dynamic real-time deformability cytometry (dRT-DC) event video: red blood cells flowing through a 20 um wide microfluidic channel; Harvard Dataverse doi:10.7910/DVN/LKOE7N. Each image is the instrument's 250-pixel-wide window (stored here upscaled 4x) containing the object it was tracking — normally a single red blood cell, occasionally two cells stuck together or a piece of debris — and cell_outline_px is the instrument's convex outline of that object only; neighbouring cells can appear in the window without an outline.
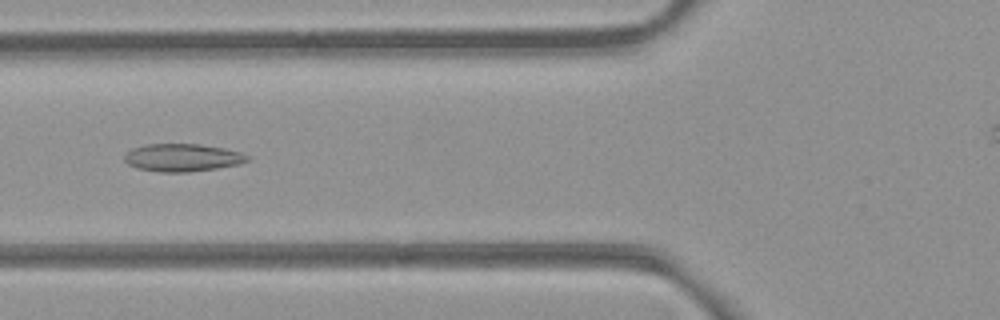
{"species": "common noctule bat (a hibernating species)", "species_latin": "Nyctalus noctula", "temperature_condition": "room temperature", "stored_images_in_passage": 5, "camera_frame_rate_fps": 3000, "um_per_image_px": 0.085, "animal": {"sex": "female", "body_mass_g": 21.9}, "frame": {"image": 1, "passage_image": 2, "time_ms": 0.333, "image_size_px": [1000, 320], "cell_outline_px": [[252, 160], [240, 164], [216, 168], [188, 172], [160, 172], [136, 168], [128, 164], [124, 160], [124, 156], [132, 148], [148, 144], [200, 144], [224, 148], [240, 152], [252, 156]], "centroid_in_image_um": [15.55, 13.4], "position_along_channel_um": 110.2, "area_um2": 20.0}}
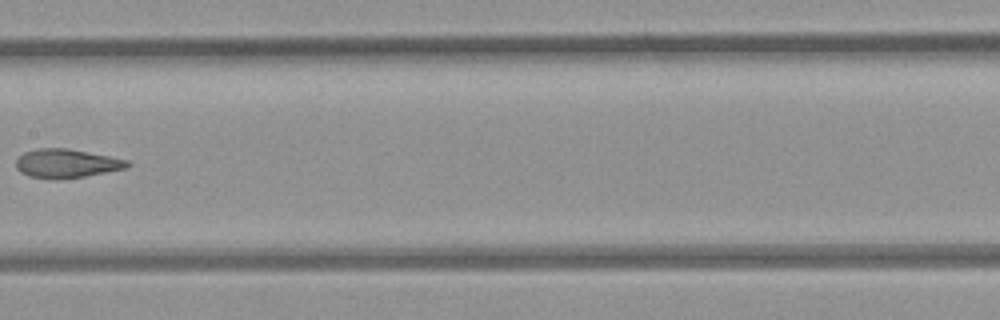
{"frame": {"image": 2, "passage_image": 4, "time_ms": 1.0, "image_size_px": [1000, 320], "cell_outline_px": [[132, 164], [128, 168], [84, 176], [28, 176], [20, 172], [16, 168], [16, 160], [24, 152], [40, 148], [68, 148], [128, 160]], "centroid_in_image_um": [5.69, 13.85], "position_along_channel_um": 201.7, "area_um2": 17.92}}
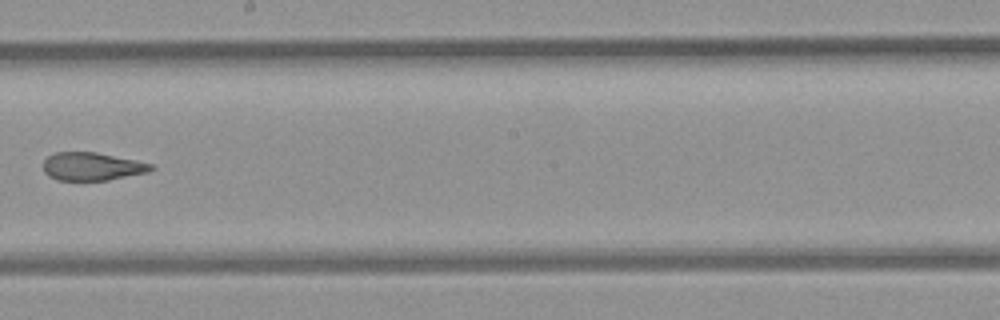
{"frame": {"image": 3, "passage_image": 5, "time_ms": 1.333, "image_size_px": [1000, 320], "cell_outline_px": [[156, 168], [148, 172], [108, 180], [56, 180], [48, 176], [44, 172], [44, 160], [48, 156], [56, 152], [96, 152], [136, 160], [152, 164]], "centroid_in_image_um": [7.83, 14.15], "position_along_channel_um": 240.4, "area_um2": 17.63}}